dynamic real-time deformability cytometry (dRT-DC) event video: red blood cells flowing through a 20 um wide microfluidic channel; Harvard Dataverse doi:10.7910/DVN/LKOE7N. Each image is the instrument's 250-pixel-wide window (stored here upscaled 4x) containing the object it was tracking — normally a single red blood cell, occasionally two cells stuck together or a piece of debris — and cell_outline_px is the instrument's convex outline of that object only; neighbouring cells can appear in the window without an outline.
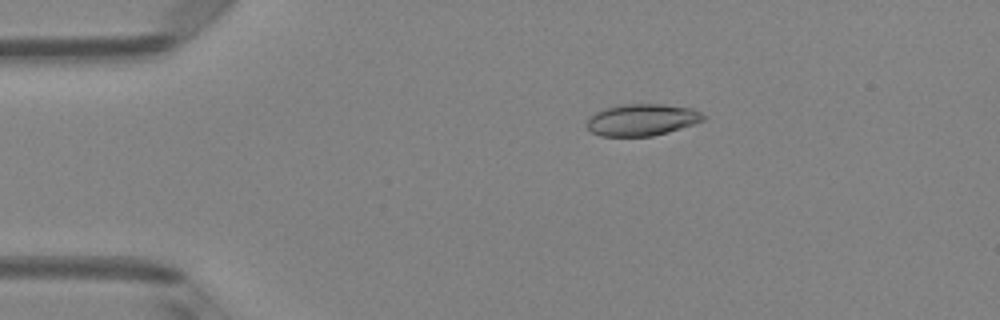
{"species": "Egyptian fruit bat (a non-hibernating species)", "species_latin": "Rousettus aegyptiacus", "temperature_condition": "room temperature", "stored_images_in_passage": 4, "camera_frame_rate_fps": 3000, "um_per_image_px": 0.085, "animal": {"sex": "female"}, "frame": {"image": 1, "passage_image": 1, "time_ms": 0.0, "image_size_px": [1000, 320], "cell_outline_px": [[708, 116], [704, 120], [668, 132], [652, 136], [600, 136], [592, 132], [588, 128], [588, 116], [604, 108], [624, 104], [660, 104], [692, 108]], "centroid_in_image_um": [54.57, 10.18], "position_along_channel_um": 30.4, "area_um2": 21.5}}
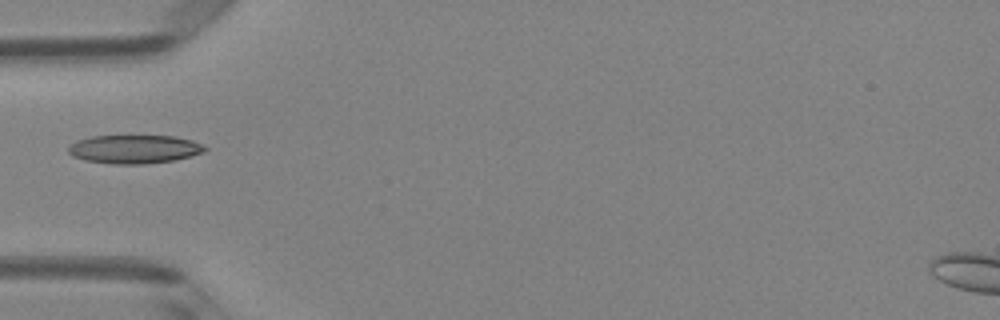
{"frame": {"image": 2, "passage_image": 3, "time_ms": 0.667, "image_size_px": [1000, 320], "cell_outline_px": [[208, 148], [204, 152], [192, 156], [172, 160], [144, 164], [112, 164], [84, 160], [72, 156], [68, 152], [68, 148], [76, 140], [92, 136], [176, 136], [192, 140]], "centroid_in_image_um": [11.41, 12.68], "position_along_channel_um": 73.6, "area_um2": 22.72}}
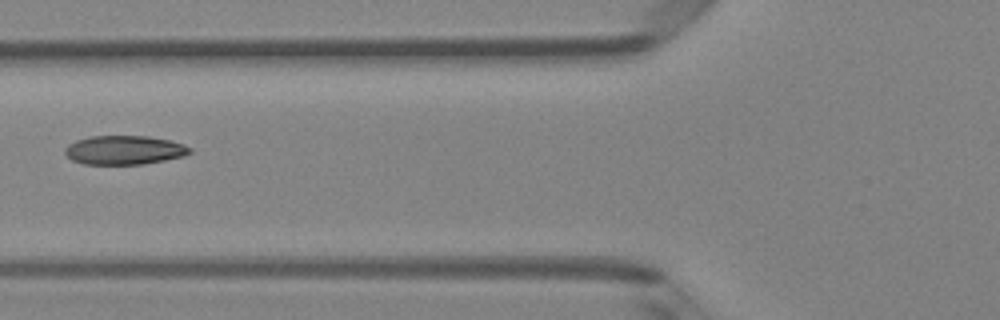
{"frame": {"image": 3, "passage_image": 4, "time_ms": 1.0, "image_size_px": [1000, 320], "cell_outline_px": [[192, 152], [184, 156], [164, 160], [140, 164], [84, 164], [72, 160], [64, 152], [64, 148], [68, 144], [76, 140], [92, 136], [148, 136], [168, 140], [184, 144], [192, 148]], "centroid_in_image_um": [10.56, 12.75], "position_along_channel_um": 115.2, "area_um2": 21.04}}